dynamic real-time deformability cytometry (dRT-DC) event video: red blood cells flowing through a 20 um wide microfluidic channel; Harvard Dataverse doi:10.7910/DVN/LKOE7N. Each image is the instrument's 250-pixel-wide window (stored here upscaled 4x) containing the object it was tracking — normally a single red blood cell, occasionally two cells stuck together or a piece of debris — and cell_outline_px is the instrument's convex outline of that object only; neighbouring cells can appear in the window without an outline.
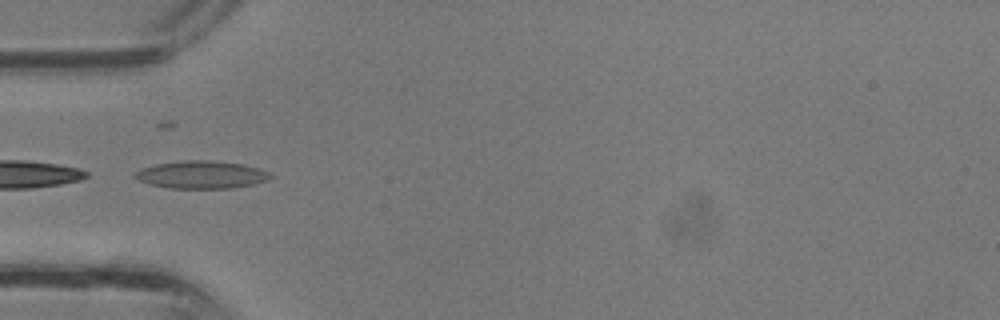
{"species": "common noctule bat (a hibernating species)", "species_latin": "Nyctalus noctula", "temperature_condition": "room temperature", "stored_images_in_passage": 17, "camera_frame_rate_fps": 3000, "um_per_image_px": 0.085, "animal": {"sex": "male", "body_mass_g": 13.3}, "frame": {"image": 1, "passage_image": 1, "time_ms": 0.0, "image_size_px": [1000, 320], "cell_outline_px": [[272, 176], [268, 180], [252, 184], [228, 188], [168, 188], [148, 184], [132, 176], [140, 168], [156, 164], [180, 160], [212, 160], [244, 164], [268, 172]], "centroid_in_image_um": [17.07, 14.84], "position_along_channel_um": 67.9, "area_um2": 21.79}}